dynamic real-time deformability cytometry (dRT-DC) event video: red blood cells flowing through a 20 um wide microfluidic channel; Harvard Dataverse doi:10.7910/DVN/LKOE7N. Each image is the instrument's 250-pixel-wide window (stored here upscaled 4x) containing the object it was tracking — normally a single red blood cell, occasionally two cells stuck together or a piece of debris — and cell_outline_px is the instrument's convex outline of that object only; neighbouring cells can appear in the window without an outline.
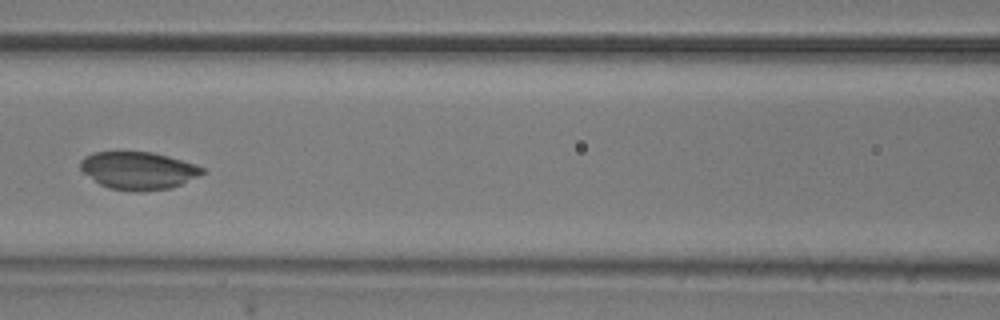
{"species": "common noctule bat (a hibernating species)", "species_latin": "Nyctalus noctula", "temperature_condition": "room temperature", "stored_images_in_passage": 9, "camera_frame_rate_fps": 3000, "um_per_image_px": 0.085, "animal": {"sex": "male", "body_mass_g": 20.5, "forearm_length_mm": 52.5}, "frame": {"image": 1, "passage_image": 6, "time_ms": 1.667, "image_size_px": [1000, 320], "cell_outline_px": [[208, 172], [172, 188], [140, 192], [136, 192], [108, 188], [100, 184], [84, 172], [80, 168], [80, 160], [84, 156], [92, 152], [152, 152], [168, 156], [196, 164], [204, 168]], "centroid_in_image_um": [11.79, 14.5], "position_along_channel_um": 154.8, "area_um2": 26.93}}
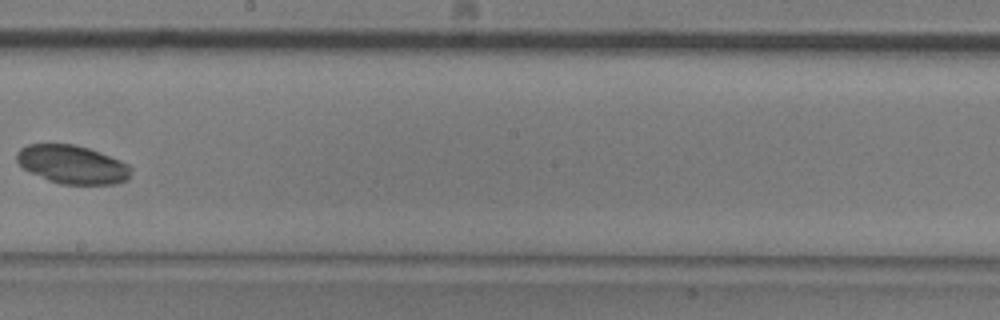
{"frame": {"image": 2, "passage_image": 8, "time_ms": 2.333, "image_size_px": [1000, 320], "cell_outline_px": [[132, 168], [128, 180], [116, 184], [60, 184], [48, 180], [24, 168], [16, 160], [16, 152], [20, 148], [28, 144], [72, 144], [88, 148], [100, 152], [120, 160], [128, 164]], "centroid_in_image_um": [6.16, 13.98], "position_along_channel_um": 242.0, "area_um2": 25.55}}
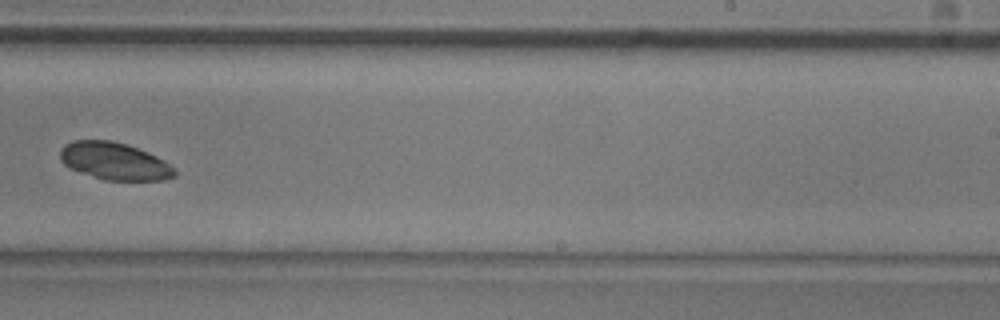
{"frame": {"image": 3, "passage_image": 9, "time_ms": 2.667, "image_size_px": [1000, 320], "cell_outline_px": [[176, 176], [164, 180], [104, 180], [72, 168], [64, 164], [60, 160], [60, 148], [64, 144], [72, 140], [112, 140], [128, 144], [156, 156], [164, 160], [176, 172]], "centroid_in_image_um": [9.71, 13.68], "position_along_channel_um": 279.3, "area_um2": 24.8}}